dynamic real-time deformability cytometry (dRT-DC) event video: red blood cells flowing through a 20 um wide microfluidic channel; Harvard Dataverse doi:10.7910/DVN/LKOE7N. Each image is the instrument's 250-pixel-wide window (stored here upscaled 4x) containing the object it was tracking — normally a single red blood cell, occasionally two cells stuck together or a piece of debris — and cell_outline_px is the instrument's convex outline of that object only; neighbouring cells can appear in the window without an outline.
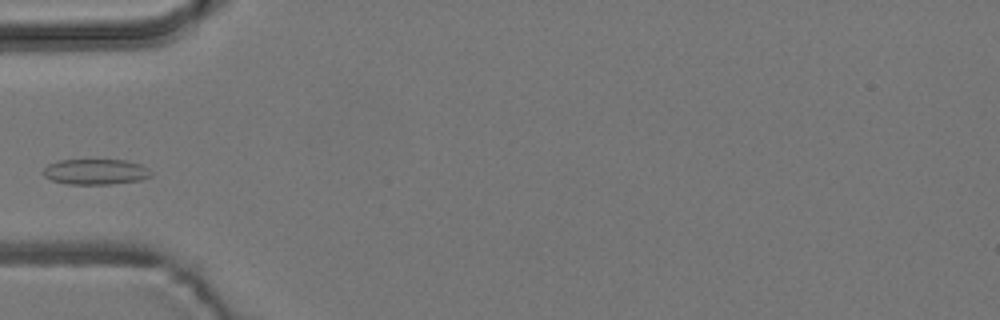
{"species": "common noctule bat (a hibernating species)", "species_latin": "Nyctalus noctula", "temperature_condition": "room temperature", "stored_images_in_passage": 3, "camera_frame_rate_fps": 3000, "um_per_image_px": 0.085, "animal": {"sex": "male", "body_mass_g": 19.2, "forearm_length_mm": 51.8}, "frame": {"image": 1, "passage_image": 3, "time_ms": 2.333, "image_size_px": [1000, 320], "cell_outline_px": [[152, 176], [140, 180], [112, 184], [68, 184], [52, 180], [44, 176], [44, 168], [48, 164], [60, 160], [124, 160], [140, 164], [148, 168], [152, 172]], "centroid_in_image_um": [8.15, 14.6], "position_along_channel_um": 76.9, "area_um2": 16.01}}